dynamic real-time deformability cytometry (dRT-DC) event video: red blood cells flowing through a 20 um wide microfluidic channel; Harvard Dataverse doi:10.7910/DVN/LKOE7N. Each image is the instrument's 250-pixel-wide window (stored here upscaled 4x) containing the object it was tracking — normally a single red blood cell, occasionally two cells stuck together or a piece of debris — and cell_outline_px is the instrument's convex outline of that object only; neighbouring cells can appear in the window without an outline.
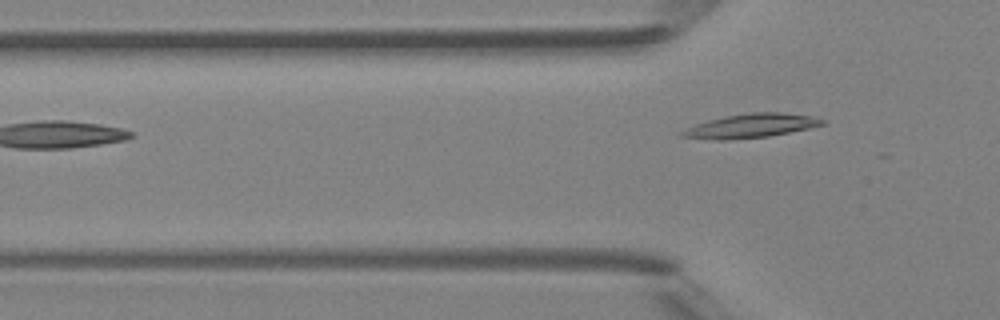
{"species": "Egyptian fruit bat (a non-hibernating species)", "species_latin": "Rousettus aegyptiacus", "temperature_condition": "room temperature", "stored_images_in_passage": 3, "camera_frame_rate_fps": 3000, "um_per_image_px": 0.085, "animal": {"sex": "female"}, "frame": {"image": 1, "passage_image": 3, "time_ms": 2.333, "image_size_px": [1000, 320], "cell_outline_px": [[824, 124], [808, 128], [768, 136], [724, 140], [716, 140], [680, 136], [676, 132], [696, 124], [708, 120], [724, 116], [752, 112], [784, 112], [812, 116], [824, 120]], "centroid_in_image_um": [63.76, 10.69], "position_along_channel_um": 62.0, "area_um2": 19.48}}